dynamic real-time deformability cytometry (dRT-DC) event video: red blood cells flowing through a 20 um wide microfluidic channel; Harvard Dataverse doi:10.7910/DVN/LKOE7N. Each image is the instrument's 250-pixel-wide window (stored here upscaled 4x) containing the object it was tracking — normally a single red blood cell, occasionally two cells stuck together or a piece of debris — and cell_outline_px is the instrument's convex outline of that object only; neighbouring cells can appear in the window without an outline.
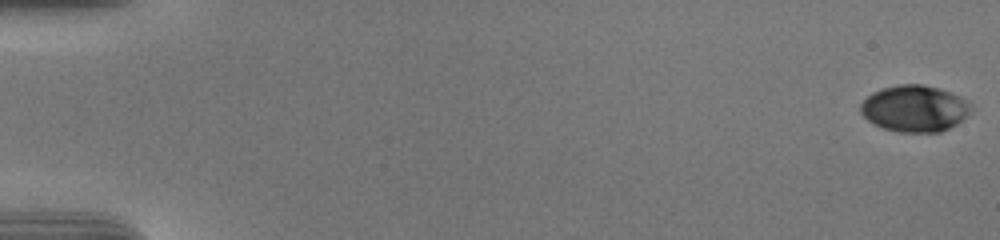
{"species": "human", "species_latin": "Homo sapiens", "temperature_condition": "cold", "stored_images_in_passage": 57, "camera_frame_rate_fps": 3000, "um_per_image_px": 0.085, "donor": {"sex": "male"}, "frame": {"image": 1, "passage_image": 1, "time_ms": 0.0, "image_size_px": [1000, 240], "cell_outline_px": [[972, 112], [956, 124], [940, 132], [900, 132], [884, 128], [872, 124], [860, 112], [860, 104], [872, 92], [880, 88], [900, 84], [924, 84], [940, 88], [960, 96], [968, 100], [972, 104]], "centroid_in_image_um": [77.76, 9.21], "position_along_channel_um": 7.2, "area_um2": 30.23}}
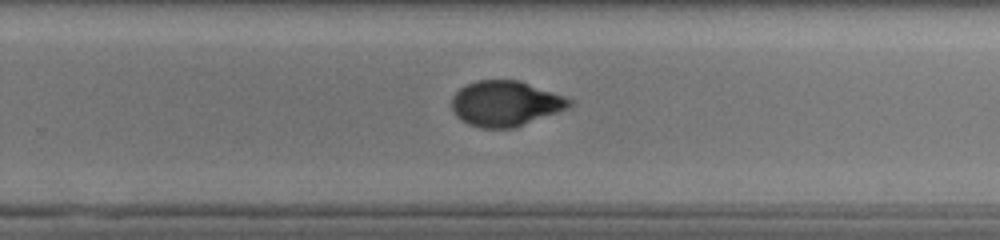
{"frame": {"image": 2, "passage_image": 38, "time_ms": 12.333, "image_size_px": [1000, 240], "cell_outline_px": [[572, 104], [568, 108], [516, 128], [480, 128], [468, 124], [460, 120], [456, 116], [452, 108], [452, 96], [460, 88], [476, 80], [520, 80], [568, 96], [572, 100]], "centroid_in_image_um": [42.99, 8.8], "position_along_channel_um": 286.8, "area_um2": 31.5}}
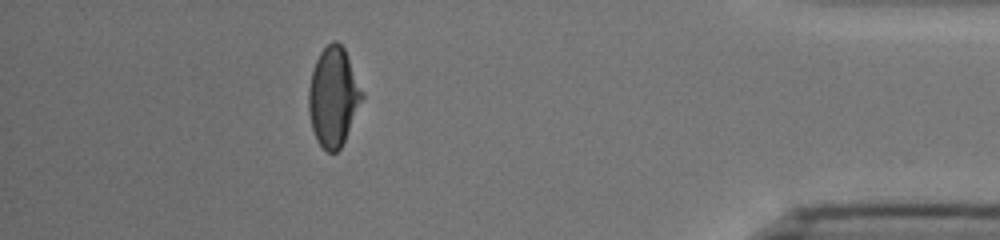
{"frame": {"image": 3, "passage_image": 51, "time_ms": 16.667, "image_size_px": [1000, 240], "cell_outline_px": [[364, 96], [344, 140], [340, 148], [336, 152], [328, 152], [316, 140], [312, 128], [308, 112], [308, 88], [312, 72], [316, 60], [320, 52], [332, 40], [336, 40], [344, 48], [364, 92]], "centroid_in_image_um": [28.32, 8.21], "position_along_channel_um": 406.9, "area_um2": 30.69}, "authors_computed_cell_mechanics": {"area_um2": 31.1542, "velocity_mm_per_s": 3.7419, "shape_relaxation_time_tau1_ms": 7.4937, "shape_relaxation_time_tau2_ms": 1.4276, "deformation_change_tau1": 0.2336, "deformation_change_tau2": 0.0426}}